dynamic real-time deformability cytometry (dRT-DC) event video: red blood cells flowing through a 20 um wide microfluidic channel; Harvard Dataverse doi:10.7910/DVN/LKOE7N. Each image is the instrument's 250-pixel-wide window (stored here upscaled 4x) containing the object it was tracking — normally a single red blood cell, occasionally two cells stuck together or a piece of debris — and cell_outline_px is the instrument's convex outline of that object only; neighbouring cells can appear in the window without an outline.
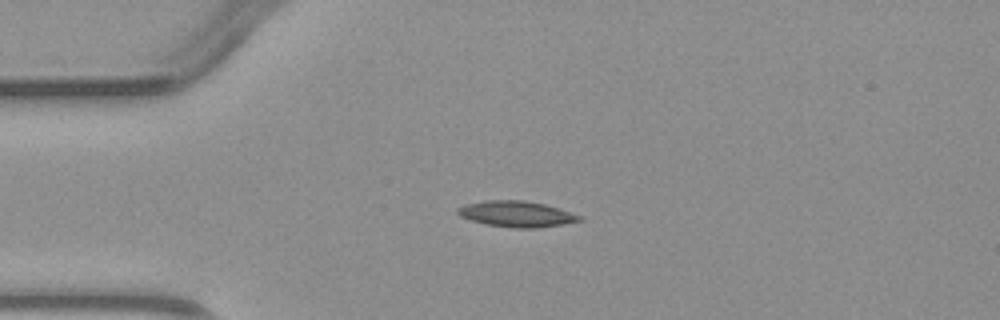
{"species": "common noctule bat (a hibernating species)", "species_latin": "Nyctalus noctula", "temperature_condition": "warm", "stored_images_in_passage": 3, "camera_frame_rate_fps": 3000, "um_per_image_px": 0.085, "animal": {"sex": "male", "body_mass_g": 23.1, "forearm_length_mm": 52.7}, "frame": {"image": 1, "passage_image": 1, "time_ms": 0.0, "image_size_px": [1000, 320], "cell_outline_px": [[584, 220], [536, 228], [512, 228], [484, 224], [460, 216], [456, 212], [456, 208], [464, 204], [488, 200], [524, 200], [544, 204], [560, 208], [584, 216]], "centroid_in_image_um": [43.91, 18.18], "position_along_channel_um": 41.1, "area_um2": 18.55}}
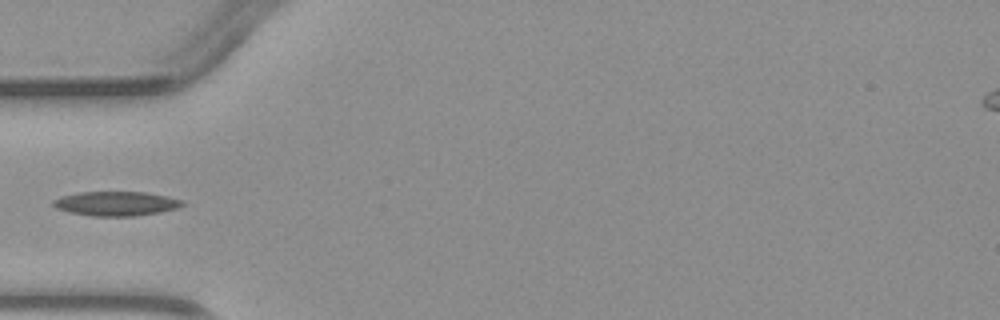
{"frame": {"image": 2, "passage_image": 2, "time_ms": 1.333, "image_size_px": [1000, 320], "cell_outline_px": [[188, 204], [180, 208], [160, 212], [132, 216], [92, 216], [72, 212], [56, 208], [52, 204], [52, 200], [60, 196], [80, 192], [148, 192], [168, 196], [184, 200]], "centroid_in_image_um": [9.94, 17.29], "position_along_channel_um": 75.1, "area_um2": 18.55}}
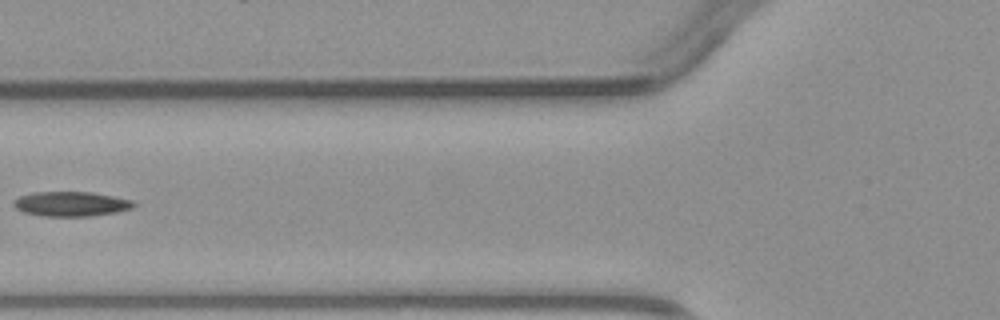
{"frame": {"image": 3, "passage_image": 3, "time_ms": 2.333, "image_size_px": [1000, 320], "cell_outline_px": [[136, 204], [132, 208], [116, 212], [88, 216], [40, 216], [24, 212], [16, 208], [12, 204], [12, 200], [20, 196], [32, 192], [92, 192], [132, 200]], "centroid_in_image_um": [6.0, 17.33], "position_along_channel_um": 119.8, "area_um2": 17.28}}